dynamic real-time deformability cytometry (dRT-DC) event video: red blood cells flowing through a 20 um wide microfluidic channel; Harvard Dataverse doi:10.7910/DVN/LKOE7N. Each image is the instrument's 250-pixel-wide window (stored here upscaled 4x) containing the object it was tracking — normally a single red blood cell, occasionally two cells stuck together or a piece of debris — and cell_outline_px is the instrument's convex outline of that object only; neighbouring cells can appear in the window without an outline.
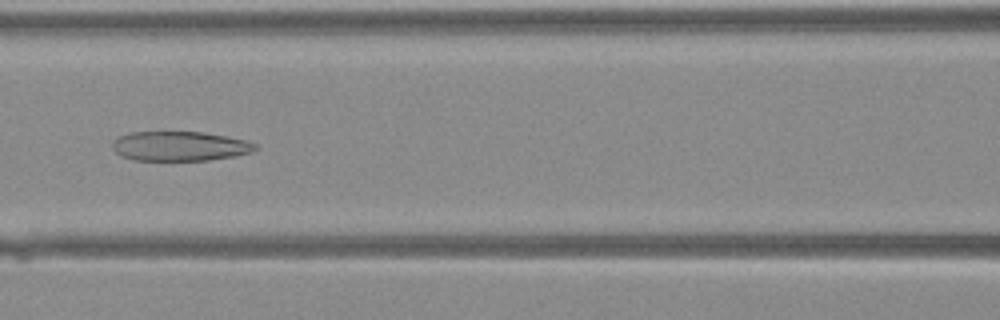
{"species": "Egyptian fruit bat (a non-hibernating species)", "species_latin": "Rousettus aegyptiacus", "temperature_condition": "warm", "stored_images_in_passage": 31, "camera_frame_rate_fps": 3000, "um_per_image_px": 0.085, "animal": {"sex": "female"}, "frame": {"image": 1, "passage_image": 8, "time_ms": 2.333, "image_size_px": [1000, 320], "cell_outline_px": [[260, 148], [252, 152], [232, 156], [208, 160], [136, 160], [120, 156], [112, 148], [112, 140], [120, 136], [132, 132], [204, 132], [244, 140], [256, 144]], "centroid_in_image_um": [15.26, 12.42], "position_along_channel_um": 151.3, "area_um2": 24.51}}
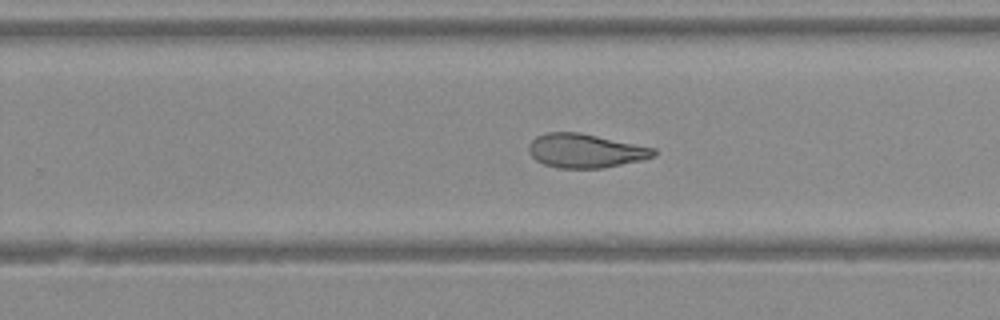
{"frame": {"image": 2, "passage_image": 16, "time_ms": 5.0, "image_size_px": [1000, 320], "cell_outline_px": [[656, 156], [644, 160], [604, 168], [556, 168], [544, 164], [536, 160], [528, 152], [528, 144], [536, 136], [544, 132], [580, 132], [656, 148]], "centroid_in_image_um": [49.77, 12.81], "position_along_channel_um": 280.0, "area_um2": 25.09}}
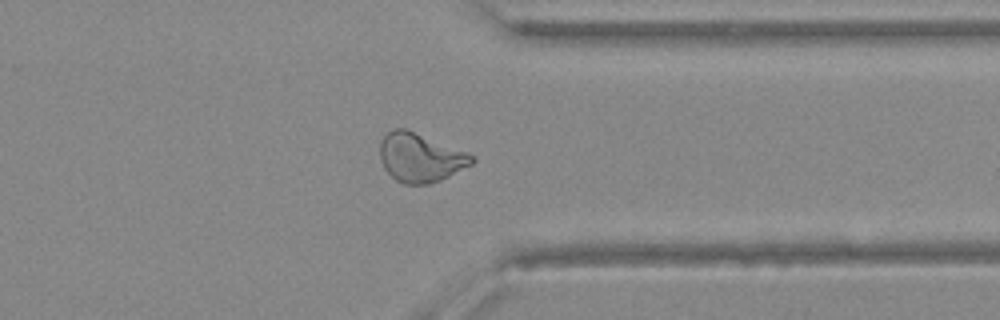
{"frame": {"image": 3, "passage_image": 22, "time_ms": 7.0, "image_size_px": [1000, 320], "cell_outline_px": [[476, 160], [472, 164], [440, 180], [428, 184], [404, 184], [396, 180], [384, 168], [380, 160], [380, 140], [388, 132], [396, 128], [404, 128], [468, 152], [476, 156]], "centroid_in_image_um": [35.73, 13.39], "position_along_channel_um": 375.7, "area_um2": 26.07}}